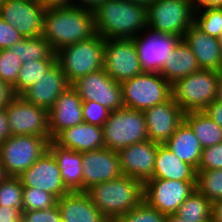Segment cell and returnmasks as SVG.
I'll list each match as a JSON object with an SVG mask.
<instances>
[{"label": "cell", "mask_w": 222, "mask_h": 222, "mask_svg": "<svg viewBox=\"0 0 222 222\" xmlns=\"http://www.w3.org/2000/svg\"><path fill=\"white\" fill-rule=\"evenodd\" d=\"M95 35L93 10L75 5L47 7L41 36L56 53L61 48Z\"/></svg>", "instance_id": "6da1fadb"}, {"label": "cell", "mask_w": 222, "mask_h": 222, "mask_svg": "<svg viewBox=\"0 0 222 222\" xmlns=\"http://www.w3.org/2000/svg\"><path fill=\"white\" fill-rule=\"evenodd\" d=\"M93 19L95 34L103 39L134 38L148 28L147 7L129 0H105Z\"/></svg>", "instance_id": "7a4b0ae2"}, {"label": "cell", "mask_w": 222, "mask_h": 222, "mask_svg": "<svg viewBox=\"0 0 222 222\" xmlns=\"http://www.w3.org/2000/svg\"><path fill=\"white\" fill-rule=\"evenodd\" d=\"M86 193L102 215L109 222H115L143 201V183L122 175L94 185Z\"/></svg>", "instance_id": "3957f363"}, {"label": "cell", "mask_w": 222, "mask_h": 222, "mask_svg": "<svg viewBox=\"0 0 222 222\" xmlns=\"http://www.w3.org/2000/svg\"><path fill=\"white\" fill-rule=\"evenodd\" d=\"M104 46L105 39L95 34L88 40L67 45L56 52L57 62L70 84L103 69Z\"/></svg>", "instance_id": "277c9868"}, {"label": "cell", "mask_w": 222, "mask_h": 222, "mask_svg": "<svg viewBox=\"0 0 222 222\" xmlns=\"http://www.w3.org/2000/svg\"><path fill=\"white\" fill-rule=\"evenodd\" d=\"M220 72L200 69L171 85L172 98L186 113L203 111L216 100Z\"/></svg>", "instance_id": "5b68a950"}, {"label": "cell", "mask_w": 222, "mask_h": 222, "mask_svg": "<svg viewBox=\"0 0 222 222\" xmlns=\"http://www.w3.org/2000/svg\"><path fill=\"white\" fill-rule=\"evenodd\" d=\"M104 146L119 151L132 144L148 140L143 111L123 107L111 111L103 125Z\"/></svg>", "instance_id": "8992f818"}, {"label": "cell", "mask_w": 222, "mask_h": 222, "mask_svg": "<svg viewBox=\"0 0 222 222\" xmlns=\"http://www.w3.org/2000/svg\"><path fill=\"white\" fill-rule=\"evenodd\" d=\"M124 107L144 111L172 96L171 84L156 72H143L121 83Z\"/></svg>", "instance_id": "52a82bcc"}, {"label": "cell", "mask_w": 222, "mask_h": 222, "mask_svg": "<svg viewBox=\"0 0 222 222\" xmlns=\"http://www.w3.org/2000/svg\"><path fill=\"white\" fill-rule=\"evenodd\" d=\"M193 23L190 0H155L147 7V24L152 31L183 39Z\"/></svg>", "instance_id": "ba28073f"}, {"label": "cell", "mask_w": 222, "mask_h": 222, "mask_svg": "<svg viewBox=\"0 0 222 222\" xmlns=\"http://www.w3.org/2000/svg\"><path fill=\"white\" fill-rule=\"evenodd\" d=\"M48 145L44 137L10 136L0 144V162L6 175L18 177L48 150Z\"/></svg>", "instance_id": "9c48e42d"}, {"label": "cell", "mask_w": 222, "mask_h": 222, "mask_svg": "<svg viewBox=\"0 0 222 222\" xmlns=\"http://www.w3.org/2000/svg\"><path fill=\"white\" fill-rule=\"evenodd\" d=\"M103 69L120 84L144 72L133 38L105 39Z\"/></svg>", "instance_id": "30bf717a"}, {"label": "cell", "mask_w": 222, "mask_h": 222, "mask_svg": "<svg viewBox=\"0 0 222 222\" xmlns=\"http://www.w3.org/2000/svg\"><path fill=\"white\" fill-rule=\"evenodd\" d=\"M11 136L34 135L51 141L48 111L17 95L6 108Z\"/></svg>", "instance_id": "8fae6325"}, {"label": "cell", "mask_w": 222, "mask_h": 222, "mask_svg": "<svg viewBox=\"0 0 222 222\" xmlns=\"http://www.w3.org/2000/svg\"><path fill=\"white\" fill-rule=\"evenodd\" d=\"M196 181L149 179L143 184V200L164 215L175 214L189 197Z\"/></svg>", "instance_id": "7c38bea8"}, {"label": "cell", "mask_w": 222, "mask_h": 222, "mask_svg": "<svg viewBox=\"0 0 222 222\" xmlns=\"http://www.w3.org/2000/svg\"><path fill=\"white\" fill-rule=\"evenodd\" d=\"M71 86L83 101L97 102L109 111L124 107L121 84L114 81L104 69L78 78Z\"/></svg>", "instance_id": "4fadbf2b"}, {"label": "cell", "mask_w": 222, "mask_h": 222, "mask_svg": "<svg viewBox=\"0 0 222 222\" xmlns=\"http://www.w3.org/2000/svg\"><path fill=\"white\" fill-rule=\"evenodd\" d=\"M144 31L133 38L140 65L144 72L160 73L169 54L182 38L155 32L149 28Z\"/></svg>", "instance_id": "5bb4252c"}, {"label": "cell", "mask_w": 222, "mask_h": 222, "mask_svg": "<svg viewBox=\"0 0 222 222\" xmlns=\"http://www.w3.org/2000/svg\"><path fill=\"white\" fill-rule=\"evenodd\" d=\"M45 11L43 4L27 0H4L0 5V17L24 38L41 36Z\"/></svg>", "instance_id": "9a60e30c"}, {"label": "cell", "mask_w": 222, "mask_h": 222, "mask_svg": "<svg viewBox=\"0 0 222 222\" xmlns=\"http://www.w3.org/2000/svg\"><path fill=\"white\" fill-rule=\"evenodd\" d=\"M18 178L23 187L39 188L51 193L57 200L70 193L63 183L57 161L49 150L22 172Z\"/></svg>", "instance_id": "2e32d148"}, {"label": "cell", "mask_w": 222, "mask_h": 222, "mask_svg": "<svg viewBox=\"0 0 222 222\" xmlns=\"http://www.w3.org/2000/svg\"><path fill=\"white\" fill-rule=\"evenodd\" d=\"M82 167L83 192L123 175L118 152L108 148L82 152Z\"/></svg>", "instance_id": "e0dca14e"}, {"label": "cell", "mask_w": 222, "mask_h": 222, "mask_svg": "<svg viewBox=\"0 0 222 222\" xmlns=\"http://www.w3.org/2000/svg\"><path fill=\"white\" fill-rule=\"evenodd\" d=\"M149 140L164 144L184 121L185 112L172 96L165 102L143 111Z\"/></svg>", "instance_id": "ac0fdd59"}, {"label": "cell", "mask_w": 222, "mask_h": 222, "mask_svg": "<svg viewBox=\"0 0 222 222\" xmlns=\"http://www.w3.org/2000/svg\"><path fill=\"white\" fill-rule=\"evenodd\" d=\"M158 145L148 139L119 150L123 175L135 178L143 184L151 179Z\"/></svg>", "instance_id": "d6986e66"}, {"label": "cell", "mask_w": 222, "mask_h": 222, "mask_svg": "<svg viewBox=\"0 0 222 222\" xmlns=\"http://www.w3.org/2000/svg\"><path fill=\"white\" fill-rule=\"evenodd\" d=\"M69 86L71 84L67 81L61 66L56 61L40 79V82H35L23 91L20 96L25 101L49 111L54 106L57 98Z\"/></svg>", "instance_id": "ffe728a7"}, {"label": "cell", "mask_w": 222, "mask_h": 222, "mask_svg": "<svg viewBox=\"0 0 222 222\" xmlns=\"http://www.w3.org/2000/svg\"><path fill=\"white\" fill-rule=\"evenodd\" d=\"M82 106L83 100L72 86L57 98L54 106L48 111L51 140L64 129L84 122Z\"/></svg>", "instance_id": "44dd1931"}, {"label": "cell", "mask_w": 222, "mask_h": 222, "mask_svg": "<svg viewBox=\"0 0 222 222\" xmlns=\"http://www.w3.org/2000/svg\"><path fill=\"white\" fill-rule=\"evenodd\" d=\"M183 39L195 54L201 69L222 71L219 38L204 33L193 23L185 32Z\"/></svg>", "instance_id": "7402d4cb"}, {"label": "cell", "mask_w": 222, "mask_h": 222, "mask_svg": "<svg viewBox=\"0 0 222 222\" xmlns=\"http://www.w3.org/2000/svg\"><path fill=\"white\" fill-rule=\"evenodd\" d=\"M53 140L58 145L77 152L105 148L103 127L86 122L64 129Z\"/></svg>", "instance_id": "603a6c76"}, {"label": "cell", "mask_w": 222, "mask_h": 222, "mask_svg": "<svg viewBox=\"0 0 222 222\" xmlns=\"http://www.w3.org/2000/svg\"><path fill=\"white\" fill-rule=\"evenodd\" d=\"M62 222H109L86 192H70L57 200Z\"/></svg>", "instance_id": "cb8c5ba5"}, {"label": "cell", "mask_w": 222, "mask_h": 222, "mask_svg": "<svg viewBox=\"0 0 222 222\" xmlns=\"http://www.w3.org/2000/svg\"><path fill=\"white\" fill-rule=\"evenodd\" d=\"M48 150L57 161L65 187L70 192H83L82 152H77L58 145L51 140Z\"/></svg>", "instance_id": "d4e9b609"}, {"label": "cell", "mask_w": 222, "mask_h": 222, "mask_svg": "<svg viewBox=\"0 0 222 222\" xmlns=\"http://www.w3.org/2000/svg\"><path fill=\"white\" fill-rule=\"evenodd\" d=\"M197 170L182 161L167 146L159 144L151 179L196 181Z\"/></svg>", "instance_id": "484cf974"}, {"label": "cell", "mask_w": 222, "mask_h": 222, "mask_svg": "<svg viewBox=\"0 0 222 222\" xmlns=\"http://www.w3.org/2000/svg\"><path fill=\"white\" fill-rule=\"evenodd\" d=\"M201 68L190 46L181 39L175 46L172 53L169 54L163 65L160 75L173 85L179 79H182Z\"/></svg>", "instance_id": "4316f807"}, {"label": "cell", "mask_w": 222, "mask_h": 222, "mask_svg": "<svg viewBox=\"0 0 222 222\" xmlns=\"http://www.w3.org/2000/svg\"><path fill=\"white\" fill-rule=\"evenodd\" d=\"M182 161L196 170L201 160L202 147L190 126L183 121L175 133L164 143Z\"/></svg>", "instance_id": "83f0119b"}, {"label": "cell", "mask_w": 222, "mask_h": 222, "mask_svg": "<svg viewBox=\"0 0 222 222\" xmlns=\"http://www.w3.org/2000/svg\"><path fill=\"white\" fill-rule=\"evenodd\" d=\"M184 121L199 139L202 149L222 142V129L203 111L186 112Z\"/></svg>", "instance_id": "f1b7e54d"}, {"label": "cell", "mask_w": 222, "mask_h": 222, "mask_svg": "<svg viewBox=\"0 0 222 222\" xmlns=\"http://www.w3.org/2000/svg\"><path fill=\"white\" fill-rule=\"evenodd\" d=\"M9 49L15 52L22 64L36 60H57L56 53L42 36L23 38Z\"/></svg>", "instance_id": "f546056e"}, {"label": "cell", "mask_w": 222, "mask_h": 222, "mask_svg": "<svg viewBox=\"0 0 222 222\" xmlns=\"http://www.w3.org/2000/svg\"><path fill=\"white\" fill-rule=\"evenodd\" d=\"M211 209L212 203L195 189L175 214L190 222H212Z\"/></svg>", "instance_id": "4dcf8cb0"}, {"label": "cell", "mask_w": 222, "mask_h": 222, "mask_svg": "<svg viewBox=\"0 0 222 222\" xmlns=\"http://www.w3.org/2000/svg\"><path fill=\"white\" fill-rule=\"evenodd\" d=\"M56 61L57 60H36L22 64L17 81L13 85L15 94L20 95L35 82H40V79Z\"/></svg>", "instance_id": "1f68e13d"}, {"label": "cell", "mask_w": 222, "mask_h": 222, "mask_svg": "<svg viewBox=\"0 0 222 222\" xmlns=\"http://www.w3.org/2000/svg\"><path fill=\"white\" fill-rule=\"evenodd\" d=\"M195 187L211 203L222 199V169L197 170Z\"/></svg>", "instance_id": "d6a6232c"}, {"label": "cell", "mask_w": 222, "mask_h": 222, "mask_svg": "<svg viewBox=\"0 0 222 222\" xmlns=\"http://www.w3.org/2000/svg\"><path fill=\"white\" fill-rule=\"evenodd\" d=\"M194 24L204 33L220 38L222 35V8L211 7L194 13Z\"/></svg>", "instance_id": "836d02e7"}, {"label": "cell", "mask_w": 222, "mask_h": 222, "mask_svg": "<svg viewBox=\"0 0 222 222\" xmlns=\"http://www.w3.org/2000/svg\"><path fill=\"white\" fill-rule=\"evenodd\" d=\"M57 204V199L48 192L35 187H23L22 211L47 210Z\"/></svg>", "instance_id": "e575fe53"}, {"label": "cell", "mask_w": 222, "mask_h": 222, "mask_svg": "<svg viewBox=\"0 0 222 222\" xmlns=\"http://www.w3.org/2000/svg\"><path fill=\"white\" fill-rule=\"evenodd\" d=\"M23 185L18 177L7 176L0 182V205L22 210Z\"/></svg>", "instance_id": "d590c367"}, {"label": "cell", "mask_w": 222, "mask_h": 222, "mask_svg": "<svg viewBox=\"0 0 222 222\" xmlns=\"http://www.w3.org/2000/svg\"><path fill=\"white\" fill-rule=\"evenodd\" d=\"M166 215L143 200L137 207L120 216L115 222H165Z\"/></svg>", "instance_id": "8d00e7d4"}, {"label": "cell", "mask_w": 222, "mask_h": 222, "mask_svg": "<svg viewBox=\"0 0 222 222\" xmlns=\"http://www.w3.org/2000/svg\"><path fill=\"white\" fill-rule=\"evenodd\" d=\"M22 67L21 61L18 59L15 52L10 49L0 50V79L11 84L16 83L18 73Z\"/></svg>", "instance_id": "74e56055"}, {"label": "cell", "mask_w": 222, "mask_h": 222, "mask_svg": "<svg viewBox=\"0 0 222 222\" xmlns=\"http://www.w3.org/2000/svg\"><path fill=\"white\" fill-rule=\"evenodd\" d=\"M82 111L84 122L101 127H103L111 112L94 101H83Z\"/></svg>", "instance_id": "f35d334b"}, {"label": "cell", "mask_w": 222, "mask_h": 222, "mask_svg": "<svg viewBox=\"0 0 222 222\" xmlns=\"http://www.w3.org/2000/svg\"><path fill=\"white\" fill-rule=\"evenodd\" d=\"M222 169V142L202 149L198 170Z\"/></svg>", "instance_id": "ab89813d"}, {"label": "cell", "mask_w": 222, "mask_h": 222, "mask_svg": "<svg viewBox=\"0 0 222 222\" xmlns=\"http://www.w3.org/2000/svg\"><path fill=\"white\" fill-rule=\"evenodd\" d=\"M21 222H62L57 204L47 210L22 211Z\"/></svg>", "instance_id": "60d3db41"}, {"label": "cell", "mask_w": 222, "mask_h": 222, "mask_svg": "<svg viewBox=\"0 0 222 222\" xmlns=\"http://www.w3.org/2000/svg\"><path fill=\"white\" fill-rule=\"evenodd\" d=\"M23 38L16 28L0 17V50L9 49Z\"/></svg>", "instance_id": "b9f144b4"}, {"label": "cell", "mask_w": 222, "mask_h": 222, "mask_svg": "<svg viewBox=\"0 0 222 222\" xmlns=\"http://www.w3.org/2000/svg\"><path fill=\"white\" fill-rule=\"evenodd\" d=\"M16 96L13 86L0 79V109H6Z\"/></svg>", "instance_id": "7bdbcfd3"}, {"label": "cell", "mask_w": 222, "mask_h": 222, "mask_svg": "<svg viewBox=\"0 0 222 222\" xmlns=\"http://www.w3.org/2000/svg\"><path fill=\"white\" fill-rule=\"evenodd\" d=\"M22 210L16 207L0 205V222H21Z\"/></svg>", "instance_id": "ee69618b"}, {"label": "cell", "mask_w": 222, "mask_h": 222, "mask_svg": "<svg viewBox=\"0 0 222 222\" xmlns=\"http://www.w3.org/2000/svg\"><path fill=\"white\" fill-rule=\"evenodd\" d=\"M203 112L222 129V102L214 100L203 110Z\"/></svg>", "instance_id": "f6af8a7d"}, {"label": "cell", "mask_w": 222, "mask_h": 222, "mask_svg": "<svg viewBox=\"0 0 222 222\" xmlns=\"http://www.w3.org/2000/svg\"><path fill=\"white\" fill-rule=\"evenodd\" d=\"M11 136L6 109H0V144Z\"/></svg>", "instance_id": "bcb514c9"}, {"label": "cell", "mask_w": 222, "mask_h": 222, "mask_svg": "<svg viewBox=\"0 0 222 222\" xmlns=\"http://www.w3.org/2000/svg\"><path fill=\"white\" fill-rule=\"evenodd\" d=\"M192 11L194 13L199 10L211 7H219L222 8V0H190Z\"/></svg>", "instance_id": "7dc6e473"}, {"label": "cell", "mask_w": 222, "mask_h": 222, "mask_svg": "<svg viewBox=\"0 0 222 222\" xmlns=\"http://www.w3.org/2000/svg\"><path fill=\"white\" fill-rule=\"evenodd\" d=\"M212 222H222V199L212 203Z\"/></svg>", "instance_id": "c3c4849f"}, {"label": "cell", "mask_w": 222, "mask_h": 222, "mask_svg": "<svg viewBox=\"0 0 222 222\" xmlns=\"http://www.w3.org/2000/svg\"><path fill=\"white\" fill-rule=\"evenodd\" d=\"M104 1L105 0H74V5L81 8L94 10L98 5L102 4Z\"/></svg>", "instance_id": "681fc988"}, {"label": "cell", "mask_w": 222, "mask_h": 222, "mask_svg": "<svg viewBox=\"0 0 222 222\" xmlns=\"http://www.w3.org/2000/svg\"><path fill=\"white\" fill-rule=\"evenodd\" d=\"M42 4L47 7L74 5V0H42Z\"/></svg>", "instance_id": "f907efd6"}, {"label": "cell", "mask_w": 222, "mask_h": 222, "mask_svg": "<svg viewBox=\"0 0 222 222\" xmlns=\"http://www.w3.org/2000/svg\"><path fill=\"white\" fill-rule=\"evenodd\" d=\"M165 222H190V221H186L185 219L176 214H167Z\"/></svg>", "instance_id": "816d5d0a"}, {"label": "cell", "mask_w": 222, "mask_h": 222, "mask_svg": "<svg viewBox=\"0 0 222 222\" xmlns=\"http://www.w3.org/2000/svg\"><path fill=\"white\" fill-rule=\"evenodd\" d=\"M216 100L222 102V71L220 72Z\"/></svg>", "instance_id": "f5cc1de1"}, {"label": "cell", "mask_w": 222, "mask_h": 222, "mask_svg": "<svg viewBox=\"0 0 222 222\" xmlns=\"http://www.w3.org/2000/svg\"><path fill=\"white\" fill-rule=\"evenodd\" d=\"M131 2H134L136 4L144 5L148 7L150 4H152L155 0H129Z\"/></svg>", "instance_id": "db71d44e"}, {"label": "cell", "mask_w": 222, "mask_h": 222, "mask_svg": "<svg viewBox=\"0 0 222 222\" xmlns=\"http://www.w3.org/2000/svg\"><path fill=\"white\" fill-rule=\"evenodd\" d=\"M6 177H7V175H6V173H5V171H4V168H3V166H2V164H1V162H0V182H1L2 180H4Z\"/></svg>", "instance_id": "11a10c76"}, {"label": "cell", "mask_w": 222, "mask_h": 222, "mask_svg": "<svg viewBox=\"0 0 222 222\" xmlns=\"http://www.w3.org/2000/svg\"><path fill=\"white\" fill-rule=\"evenodd\" d=\"M219 42H220V51H221V56H222V35L219 38Z\"/></svg>", "instance_id": "9f6ffc18"}, {"label": "cell", "mask_w": 222, "mask_h": 222, "mask_svg": "<svg viewBox=\"0 0 222 222\" xmlns=\"http://www.w3.org/2000/svg\"><path fill=\"white\" fill-rule=\"evenodd\" d=\"M27 1H32V2H35V3L42 4V0H27Z\"/></svg>", "instance_id": "6f0895ef"}]
</instances>
